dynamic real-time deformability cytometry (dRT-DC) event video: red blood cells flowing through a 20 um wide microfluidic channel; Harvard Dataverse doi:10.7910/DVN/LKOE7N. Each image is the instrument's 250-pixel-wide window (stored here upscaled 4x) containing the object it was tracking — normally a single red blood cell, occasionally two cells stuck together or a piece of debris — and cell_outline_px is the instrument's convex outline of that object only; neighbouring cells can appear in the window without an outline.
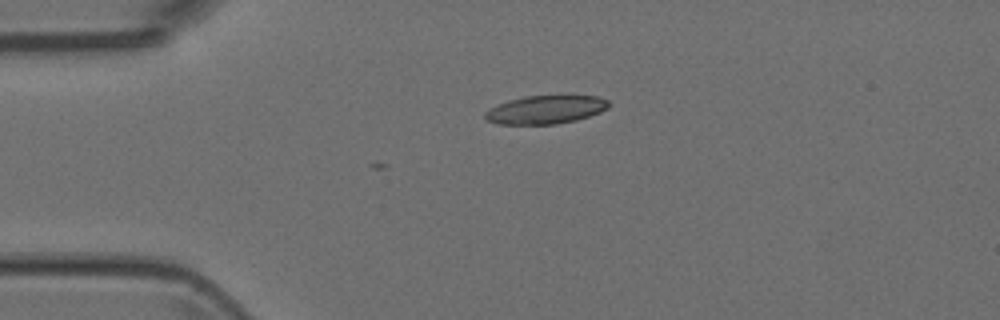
{"species": "Egyptian fruit bat (a non-hibernating species)", "species_latin": "Rousettus aegyptiacus", "temperature_condition": "room temperature", "stored_images_in_passage": 1, "camera_frame_rate_fps": 3000, "um_per_image_px": 0.085, "animal": {"sex": "female"}, "frame": {"image": 1, "passage_image": 1, "time_ms": 0.0, "image_size_px": [1000, 320], "cell_outline_px": [[608, 108], [600, 112], [576, 120], [556, 124], [500, 124], [488, 120], [484, 116], [484, 112], [508, 100], [524, 96], [600, 96], [608, 100]], "centroid_in_image_um": [46.4, 9.32], "position_along_channel_um": 38.6, "area_um2": 20.17}}